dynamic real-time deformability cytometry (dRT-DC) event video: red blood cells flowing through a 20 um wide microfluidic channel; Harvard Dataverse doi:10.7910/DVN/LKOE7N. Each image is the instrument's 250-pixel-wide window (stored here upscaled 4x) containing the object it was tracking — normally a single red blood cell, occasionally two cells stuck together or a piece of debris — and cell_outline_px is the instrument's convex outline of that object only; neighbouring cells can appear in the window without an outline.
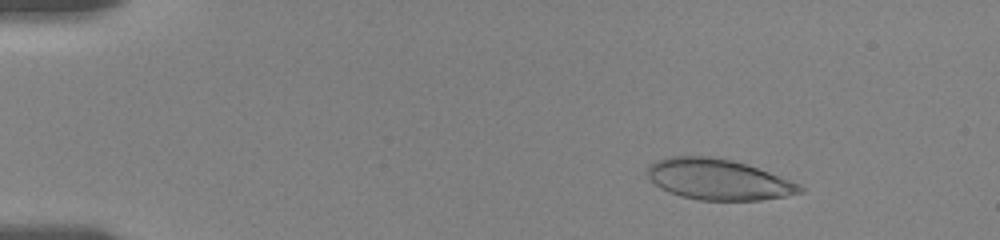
{"species": "human", "species_latin": "Homo sapiens", "temperature_condition": "room temperature", "stored_images_in_passage": 54, "camera_frame_rate_fps": 3000, "um_per_image_px": 0.085, "donor": {"sex": "female"}, "frame": {"image": 1, "passage_image": 6, "time_ms": 1.667, "image_size_px": [1000, 240], "cell_outline_px": [[804, 192], [784, 196], [760, 200], [700, 200], [680, 196], [660, 188], [644, 172], [648, 164], [672, 156], [712, 156], [732, 160], [748, 164], [800, 184], [804, 188]], "centroid_in_image_um": [61.04, 15.25], "position_along_channel_um": 24.0, "area_um2": 36.24}}
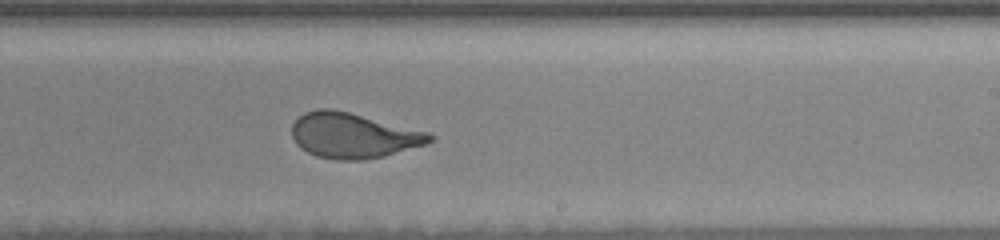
{"frame": {"image": 2, "passage_image": 33, "time_ms": 10.667, "image_size_px": [1000, 240], "cell_outline_px": [[436, 136], [428, 144], [384, 156], [360, 160], [336, 160], [316, 156], [300, 148], [296, 144], [292, 136], [292, 124], [304, 112], [316, 108], [332, 108], [432, 132]], "centroid_in_image_um": [30.05, 11.51], "position_along_channel_um": 258.9, "area_um2": 36.76}}
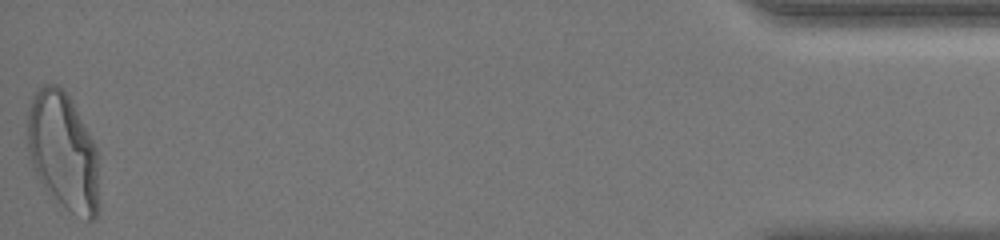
{"frame": {"image": 3, "passage_image": 54, "time_ms": 17.667, "image_size_px": [1000, 240], "cell_outline_px": [[100, 208], [96, 220], [88, 220], [72, 212], [40, 180], [32, 164], [28, 152], [28, 108], [36, 92], [44, 84], [56, 84], [72, 100], [96, 148]], "centroid_in_image_um": [5.4, 12.86], "position_along_channel_um": 429.8, "area_um2": 48.26}, "authors_computed_cell_mechanics": {"area_um2": 36.8186, "velocity_mm_per_s": 3.6158, "shape_relaxation_time_tau1_ms": 6.9662, "shape_relaxation_time_tau2_ms": null, "deformation_change_tau1": 0.2268, "deformation_change_tau2": null}}